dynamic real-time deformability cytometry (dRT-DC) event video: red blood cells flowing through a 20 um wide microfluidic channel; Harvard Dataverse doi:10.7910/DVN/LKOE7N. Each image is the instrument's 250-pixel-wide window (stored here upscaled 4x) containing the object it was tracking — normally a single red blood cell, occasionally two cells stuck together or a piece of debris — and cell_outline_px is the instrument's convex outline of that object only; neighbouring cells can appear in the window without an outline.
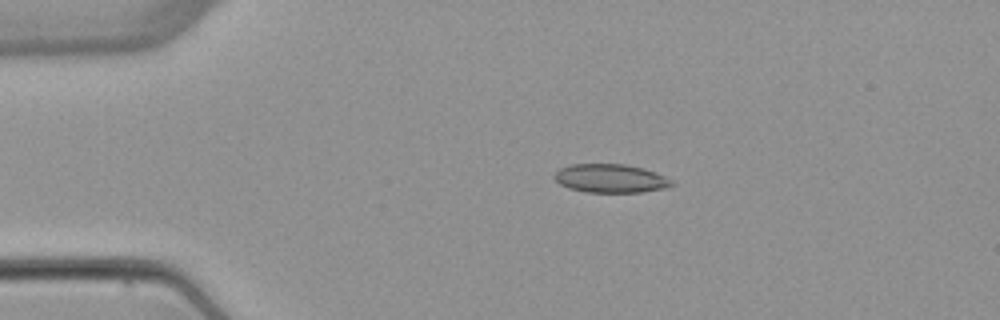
{"species": "common noctule bat (a hibernating species)", "species_latin": "Nyctalus noctula", "temperature_condition": "warm", "stored_images_in_passage": 5, "camera_frame_rate_fps": 3000, "um_per_image_px": 0.085, "animal": {"sex": "female", "body_mass_g": 22.7, "forearm_length_mm": 54.2}, "frame": {"image": 1, "passage_image": 3, "time_ms": 2.333, "image_size_px": [1000, 320], "cell_outline_px": [[676, 184], [668, 188], [640, 192], [584, 192], [568, 188], [560, 184], [552, 176], [560, 168], [572, 164], [624, 164], [644, 168], [656, 172], [672, 180]], "centroid_in_image_um": [51.92, 15.17], "position_along_channel_um": 33.1, "area_um2": 19.71}}
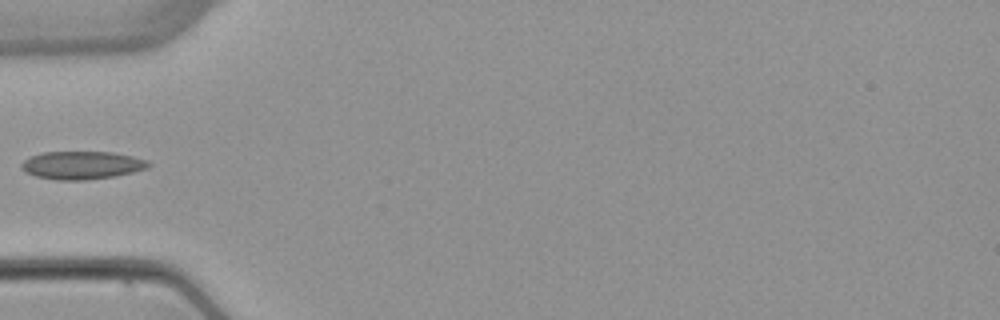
{"frame": {"image": 2, "passage_image": 5, "time_ms": 4.667, "image_size_px": [1000, 320], "cell_outline_px": [[152, 164], [148, 168], [116, 176], [84, 180], [56, 180], [36, 176], [24, 172], [20, 168], [20, 164], [24, 160], [32, 156], [44, 152], [112, 152], [132, 156], [148, 160]], "centroid_in_image_um": [6.96, 14.04], "position_along_channel_um": 78.0, "area_um2": 20.81}}